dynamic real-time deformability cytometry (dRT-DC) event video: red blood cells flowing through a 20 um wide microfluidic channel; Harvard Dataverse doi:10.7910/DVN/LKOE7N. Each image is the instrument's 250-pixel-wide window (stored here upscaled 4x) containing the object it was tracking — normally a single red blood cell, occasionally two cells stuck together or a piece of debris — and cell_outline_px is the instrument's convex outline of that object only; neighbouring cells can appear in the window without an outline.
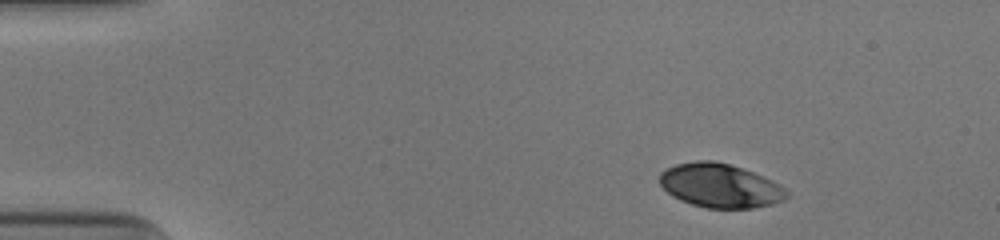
{"species": "human", "species_latin": "Homo sapiens", "temperature_condition": "cold", "stored_images_in_passage": 45, "camera_frame_rate_fps": 3000, "um_per_image_px": 0.085, "donor": {"sex": "male"}, "frame": {"image": 1, "passage_image": 1, "time_ms": 0.0, "image_size_px": [1000, 240], "cell_outline_px": [[788, 196], [784, 200], [772, 204], [752, 208], [708, 208], [692, 204], [680, 200], [672, 196], [660, 184], [660, 172], [676, 164], [696, 160], [712, 160], [728, 164], [752, 172], [772, 180], [780, 184], [788, 192]], "centroid_in_image_um": [61.21, 15.78], "position_along_channel_um": 23.8, "area_um2": 32.37}}
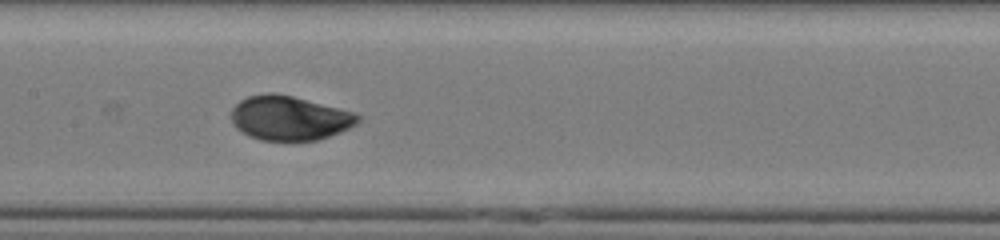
{"frame": {"image": 2, "passage_image": 20, "time_ms": 6.333, "image_size_px": [1000, 240], "cell_outline_px": [[360, 120], [356, 124], [340, 132], [316, 140], [260, 140], [248, 136], [236, 128], [232, 124], [232, 108], [240, 100], [248, 96], [268, 92], [272, 92], [292, 96], [356, 112], [360, 116]], "centroid_in_image_um": [24.59, 10.03], "position_along_channel_um": 182.8, "area_um2": 32.71}}
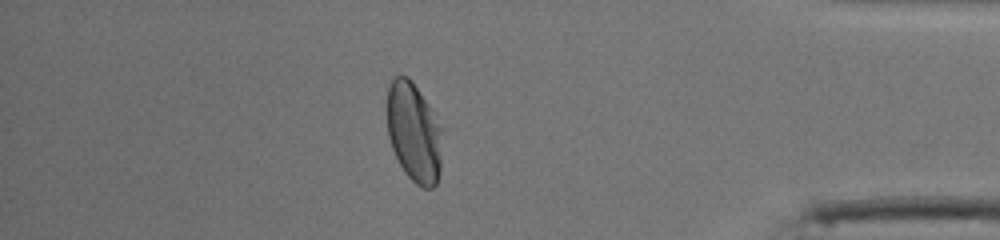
{"frame": {"image": 3, "passage_image": 39, "time_ms": 12.667, "image_size_px": [1000, 240], "cell_outline_px": [[444, 128], [440, 172], [436, 184], [432, 188], [424, 188], [416, 184], [404, 172], [392, 148], [388, 136], [388, 88], [392, 80], [396, 76], [408, 76], [412, 80]], "centroid_in_image_um": [35.23, 11.27], "position_along_channel_um": 400.0, "area_um2": 32.31}, "authors_computed_cell_mechanics": {"area_um2": 32.657, "velocity_mm_per_s": 3.9439, "shape_relaxation_time_tau1_ms": 3.3621, "shape_relaxation_time_tau2_ms": null, "deformation_change_tau1": 0.1694, "deformation_change_tau2": null}}